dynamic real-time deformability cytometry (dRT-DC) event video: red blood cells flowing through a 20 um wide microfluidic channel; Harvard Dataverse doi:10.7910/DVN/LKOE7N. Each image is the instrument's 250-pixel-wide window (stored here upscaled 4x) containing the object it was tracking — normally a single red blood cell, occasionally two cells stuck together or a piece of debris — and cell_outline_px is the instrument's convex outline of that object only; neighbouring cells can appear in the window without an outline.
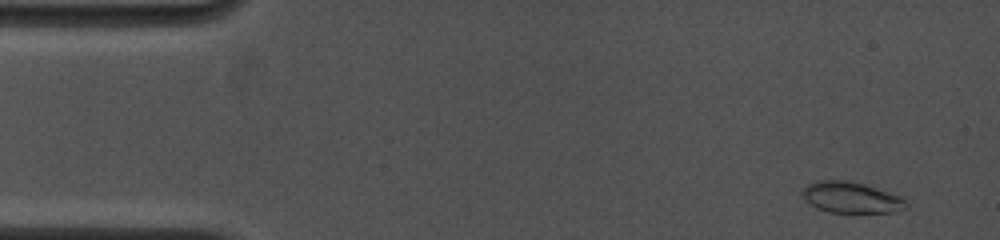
{"species": "common noctule bat (a hibernating species)", "species_latin": "Nyctalus noctula", "temperature_condition": "cold", "stored_images_in_passage": 18, "camera_frame_rate_fps": 4500, "um_per_image_px": 0.085, "animal": {"sex": "female", "body_mass_g": 19.0, "forearm_length_mm": 53.3}, "frame": {"image": 1, "passage_image": 3, "time_ms": 0.667, "image_size_px": [1000, 240], "cell_outline_px": [[908, 208], [892, 212], [828, 212], [816, 208], [804, 200], [800, 192], [808, 184], [816, 180], [848, 180], [864, 184], [900, 196], [908, 204]], "centroid_in_image_um": [72.31, 16.78], "position_along_channel_um": 12.7, "area_um2": 18.84}}
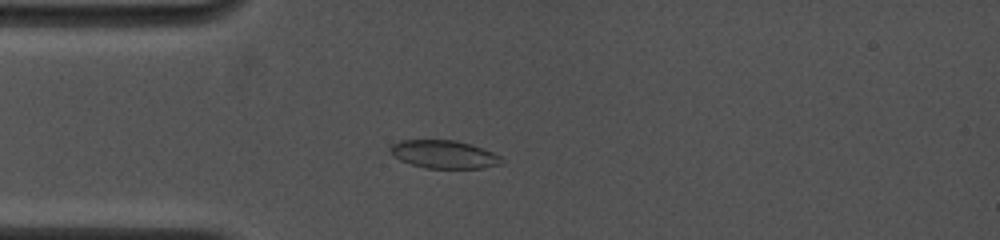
{"frame": {"image": 2, "passage_image": 13, "time_ms": 4.0, "image_size_px": [1000, 240], "cell_outline_px": [[504, 164], [484, 168], [424, 168], [400, 160], [392, 156], [388, 152], [388, 148], [392, 144], [400, 140], [456, 140], [472, 144], [492, 152], [500, 156], [504, 160]], "centroid_in_image_um": [37.73, 13.12], "position_along_channel_um": 47.3, "area_um2": 18.5}}
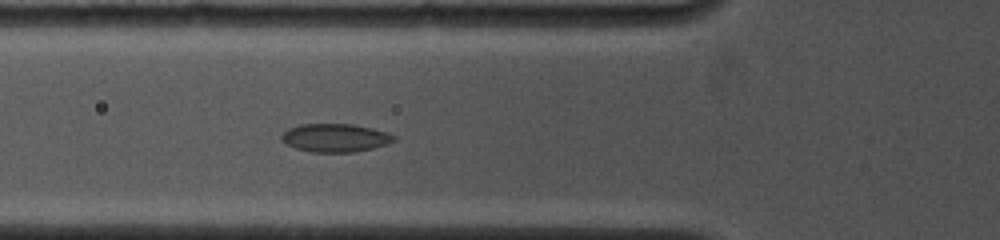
{"frame": {"image": 3, "passage_image": 18, "time_ms": 5.556, "image_size_px": [1000, 240], "cell_outline_px": [[396, 140], [372, 148], [352, 152], [312, 152], [296, 148], [288, 144], [280, 136], [288, 128], [300, 124], [352, 124], [372, 128], [388, 132], [396, 136]], "centroid_in_image_um": [28.51, 11.7], "position_along_channel_um": 97.3, "area_um2": 18.32}}